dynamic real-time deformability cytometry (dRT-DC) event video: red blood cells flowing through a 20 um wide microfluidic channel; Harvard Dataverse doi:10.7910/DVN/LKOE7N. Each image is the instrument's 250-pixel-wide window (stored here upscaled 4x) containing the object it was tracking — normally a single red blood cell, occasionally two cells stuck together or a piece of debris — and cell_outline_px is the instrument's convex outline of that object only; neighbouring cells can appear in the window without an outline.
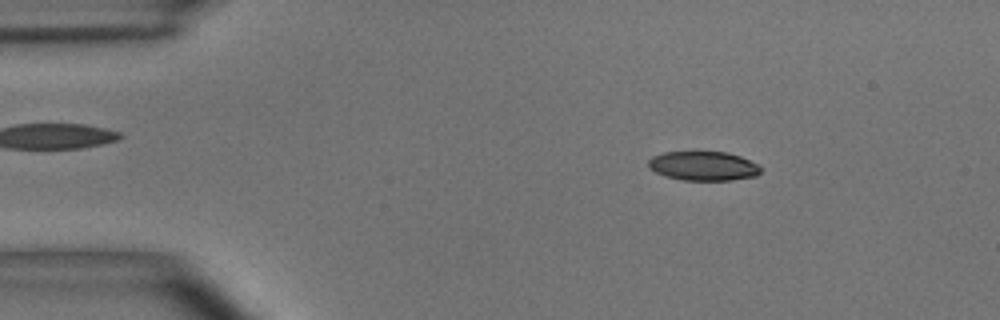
{"species": "common noctule bat (a hibernating species)", "species_latin": "Nyctalus noctula", "temperature_condition": "room temperature", "stored_images_in_passage": 54, "camera_frame_rate_fps": 3000, "um_per_image_px": 0.085, "animal": {"sex": "male", "body_mass_g": 15.6}, "frame": {"image": 1, "passage_image": 8, "time_ms": 2.333, "image_size_px": [1000, 320], "cell_outline_px": [[760, 172], [756, 176], [732, 180], [684, 180], [664, 176], [648, 168], [648, 160], [652, 156], [664, 152], [728, 152], [740, 156], [760, 164]], "centroid_in_image_um": [59.79, 14.1], "position_along_channel_um": 25.2, "area_um2": 19.25}}
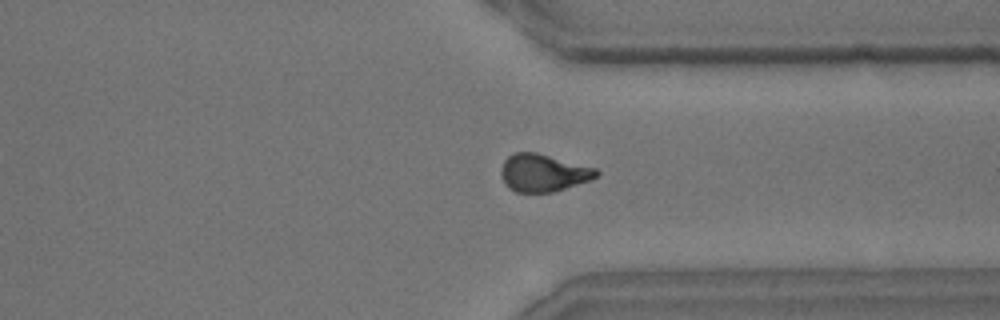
{"frame": {"image": 2, "passage_image": 41, "time_ms": 13.333, "image_size_px": [1000, 320], "cell_outline_px": [[600, 172], [596, 176], [588, 180], [552, 192], [516, 192], [508, 188], [500, 172], [500, 168], [504, 160], [508, 156], [516, 152], [536, 152], [596, 168]], "centroid_in_image_um": [46.13, 14.68], "position_along_channel_um": 365.3, "area_um2": 20.58}}
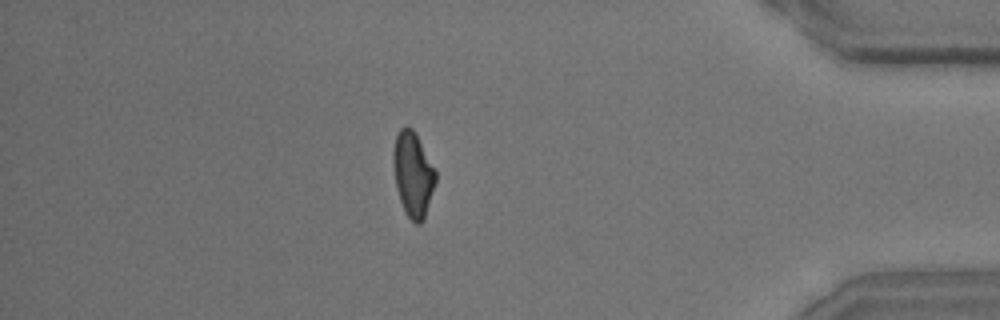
{"frame": {"image": 3, "passage_image": 47, "time_ms": 15.333, "image_size_px": [1000, 320], "cell_outline_px": [[436, 180], [424, 220], [420, 224], [416, 224], [408, 216], [400, 200], [396, 188], [392, 164], [392, 152], [396, 136], [400, 128], [404, 124], [408, 124], [412, 128], [436, 172]], "centroid_in_image_um": [35.07, 14.79], "position_along_channel_um": 400.1, "area_um2": 20.81}, "authors_computed_cell_mechanics": {"area_um2": 20.7502, "velocity_mm_per_s": 3.6579, "shape_relaxation_time_tau1_ms": 3.9591, "shape_relaxation_time_tau2_ms": 2.7145, "deformation_change_tau1": 0.1413, "deformation_change_tau2": 0.0836}}